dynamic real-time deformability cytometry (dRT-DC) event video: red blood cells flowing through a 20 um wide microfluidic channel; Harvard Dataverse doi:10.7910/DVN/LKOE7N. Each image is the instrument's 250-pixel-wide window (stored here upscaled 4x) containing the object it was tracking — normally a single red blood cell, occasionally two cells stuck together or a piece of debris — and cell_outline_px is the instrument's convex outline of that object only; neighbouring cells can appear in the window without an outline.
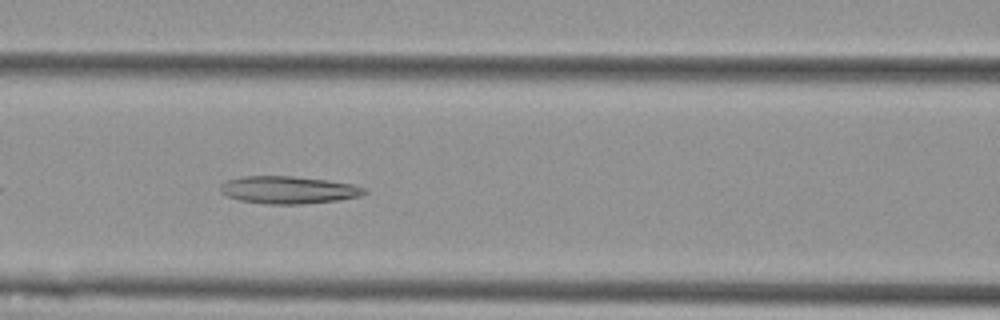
{"species": "Egyptian fruit bat (a non-hibernating species)", "species_latin": "Rousettus aegyptiacus", "temperature_condition": "cold", "stored_images_in_passage": 41, "camera_frame_rate_fps": 3000, "um_per_image_px": 0.085, "animal": {"sex": "female"}, "frame": {"image": 1, "passage_image": 9, "time_ms": 2.667, "image_size_px": [1000, 320], "cell_outline_px": [[368, 192], [360, 196], [340, 200], [304, 204], [264, 204], [240, 200], [228, 196], [220, 192], [220, 184], [228, 180], [244, 176], [292, 176], [328, 180], [352, 184], [368, 188]], "centroid_in_image_um": [24.56, 16.14], "position_along_channel_um": 142.0, "area_um2": 23.24}}
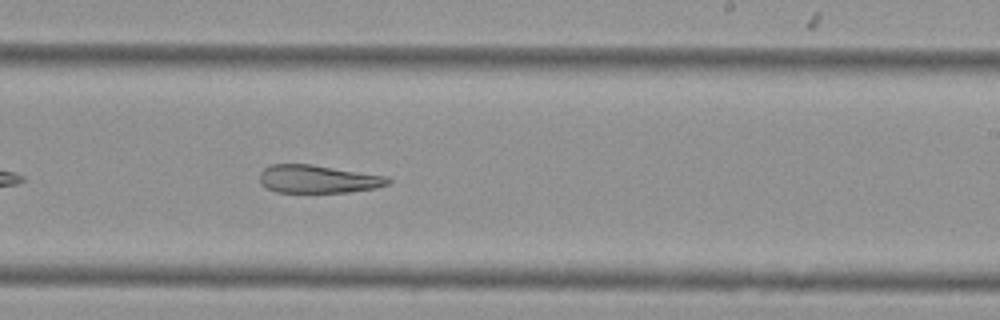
{"frame": {"image": 2, "passage_image": 19, "time_ms": 6.0, "image_size_px": [1000, 320], "cell_outline_px": [[392, 180], [388, 184], [376, 188], [348, 192], [276, 192], [268, 188], [260, 180], [260, 172], [264, 168], [272, 164], [312, 164], [388, 176]], "centroid_in_image_um": [27.07, 15.21], "position_along_channel_um": 261.9, "area_um2": 20.92}}
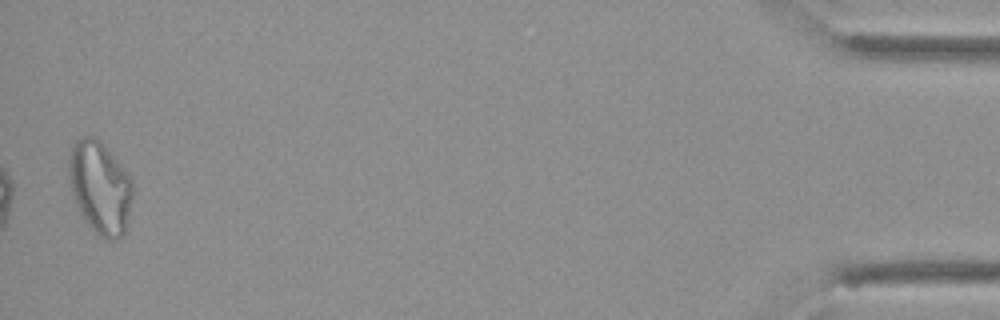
{"frame": {"image": 3, "passage_image": 40, "time_ms": 13.0, "image_size_px": [1000, 320], "cell_outline_px": [[132, 196], [124, 236], [120, 240], [104, 240], [96, 236], [84, 220], [80, 212], [72, 192], [68, 176], [68, 152], [72, 144], [76, 140], [84, 136], [92, 136], [100, 140], [104, 144], [132, 180]], "centroid_in_image_um": [8.48, 15.96], "position_along_channel_um": 426.7, "area_um2": 34.8}, "authors_computed_cell_mechanics": {"area_um2": 23.7558, "velocity_mm_per_s": 3.6169, "shape_relaxation_time_tau1_ms": null, "shape_relaxation_time_tau2_ms": 3.6474, "deformation_change_tau1": null, "deformation_change_tau2": 0.1365}}